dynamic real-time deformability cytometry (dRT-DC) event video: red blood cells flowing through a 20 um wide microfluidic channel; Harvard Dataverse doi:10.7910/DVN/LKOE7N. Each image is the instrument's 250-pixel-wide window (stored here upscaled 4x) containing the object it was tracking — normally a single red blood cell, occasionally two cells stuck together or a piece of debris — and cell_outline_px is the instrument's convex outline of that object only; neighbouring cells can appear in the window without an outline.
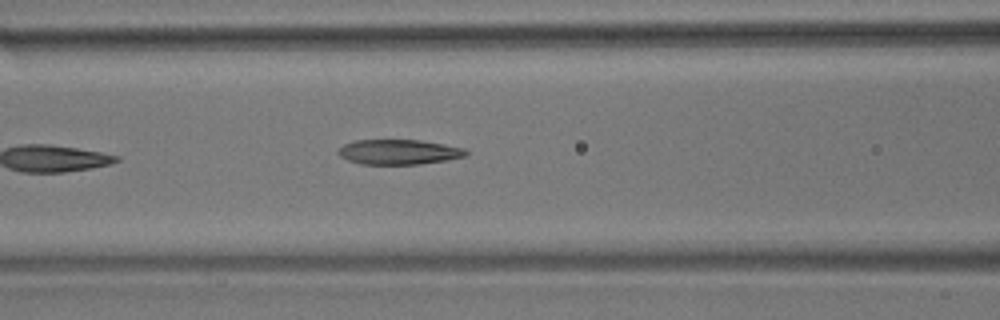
{"species": "common noctule bat (a hibernating species)", "species_latin": "Nyctalus noctula", "temperature_condition": "room temperature", "stored_images_in_passage": 7, "camera_frame_rate_fps": 3000, "um_per_image_px": 0.085, "animal": {"sex": "male", "body_mass_g": 17.9}, "frame": {"image": 1, "passage_image": 7, "time_ms": 2.0, "image_size_px": [1000, 320], "cell_outline_px": [[468, 156], [448, 160], [420, 164], [360, 164], [348, 160], [340, 156], [336, 152], [344, 144], [356, 140], [420, 140], [444, 144], [464, 148], [468, 152]], "centroid_in_image_um": [33.92, 12.92], "position_along_channel_um": 132.7, "area_um2": 18.67}}